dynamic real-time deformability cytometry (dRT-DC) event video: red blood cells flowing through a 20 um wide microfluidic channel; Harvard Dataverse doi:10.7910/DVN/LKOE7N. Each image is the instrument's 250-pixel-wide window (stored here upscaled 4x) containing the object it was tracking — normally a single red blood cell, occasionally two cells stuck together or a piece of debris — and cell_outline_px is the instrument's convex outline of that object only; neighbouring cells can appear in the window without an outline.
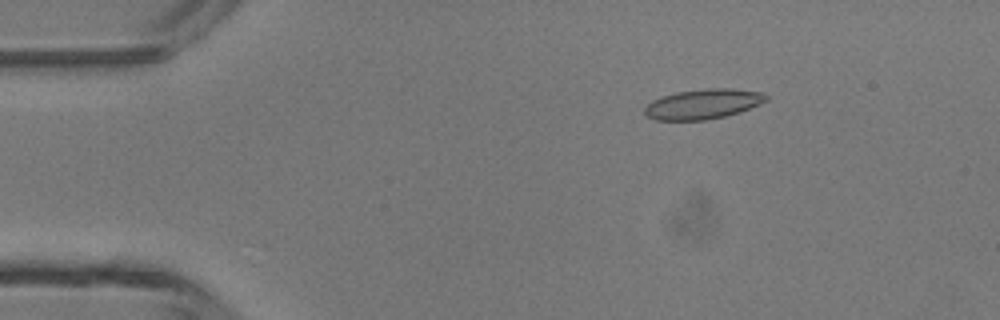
{"species": "common noctule bat (a hibernating species)", "species_latin": "Nyctalus noctula", "temperature_condition": "room temperature", "stored_images_in_passage": 47, "camera_frame_rate_fps": 3000, "um_per_image_px": 0.085, "animal": {"sex": "male", "body_mass_g": 13.3}, "frame": {"image": 1, "passage_image": 8, "time_ms": 2.333, "image_size_px": [1000, 320], "cell_outline_px": [[768, 100], [760, 104], [740, 112], [708, 120], [656, 120], [648, 116], [644, 112], [644, 108], [652, 100], [676, 92], [708, 88], [732, 88], [764, 92], [768, 96]], "centroid_in_image_um": [59.8, 8.84], "position_along_channel_um": 25.2, "area_um2": 21.27}}
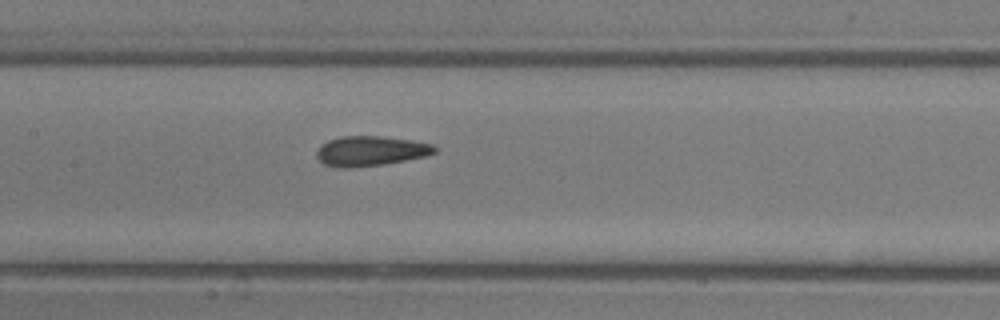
{"frame": {"image": 2, "passage_image": 23, "time_ms": 7.333, "image_size_px": [1000, 320], "cell_outline_px": [[436, 152], [424, 156], [384, 164], [352, 168], [336, 168], [324, 164], [316, 156], [316, 152], [320, 144], [328, 140], [340, 136], [380, 136], [412, 140], [432, 144], [436, 148]], "centroid_in_image_um": [31.44, 12.83], "position_along_channel_um": 176.0, "area_um2": 20.63}}
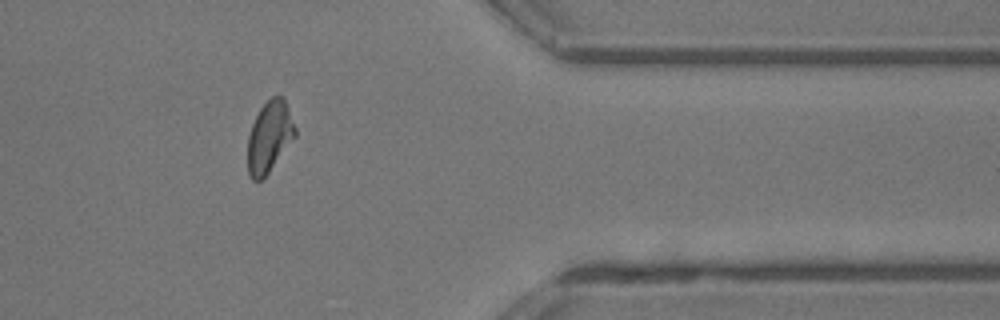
{"frame": {"image": 3, "passage_image": 39, "time_ms": 12.667, "image_size_px": [1000, 320], "cell_outline_px": [[296, 136], [268, 172], [260, 180], [252, 180], [248, 172], [248, 136], [252, 124], [260, 108], [272, 96], [284, 96], [296, 128]], "centroid_in_image_um": [22.91, 11.59], "position_along_channel_um": 388.5, "area_um2": 19.48}, "authors_computed_cell_mechanics": {"area_um2": 20.3456, "velocity_mm_per_s": 4.3854, "shape_relaxation_time_tau1_ms": 4.1112, "shape_relaxation_time_tau2_ms": 2.2044, "deformation_change_tau1": 0.1494, "deformation_change_tau2": 0.1114}}